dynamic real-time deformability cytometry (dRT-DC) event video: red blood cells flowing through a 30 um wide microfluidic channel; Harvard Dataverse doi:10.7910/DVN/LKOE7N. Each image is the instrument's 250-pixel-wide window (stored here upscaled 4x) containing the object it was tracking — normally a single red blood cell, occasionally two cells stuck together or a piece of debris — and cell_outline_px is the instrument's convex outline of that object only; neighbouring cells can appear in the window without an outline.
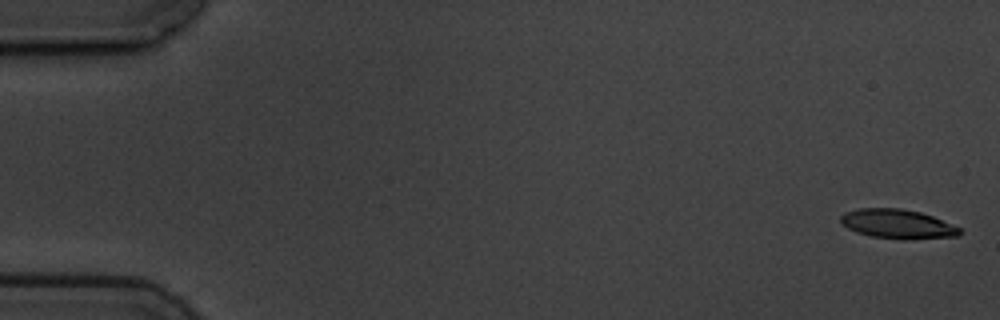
{"species": "common noctule bat (a hibernating species)", "species_latin": "Nyctalus noctula", "temperature_condition": "cold", "stored_images_in_passage": 6, "camera_frame_rate_fps": 3000, "um_per_image_px": 0.085, "animal": {"sex": "male", "body_mass_g": 19.5, "forearm_length_mm": 54.6}, "frame": {"image": 1, "passage_image": 1, "time_ms": 0.0, "image_size_px": [1000, 320], "cell_outline_px": [[960, 236], [904, 240], [872, 236], [856, 232], [848, 228], [840, 220], [840, 216], [844, 212], [860, 208], [900, 208], [920, 212], [932, 216], [960, 228]], "centroid_in_image_um": [76.28, 19.04], "position_along_channel_um": 8.7, "area_um2": 20.23}}
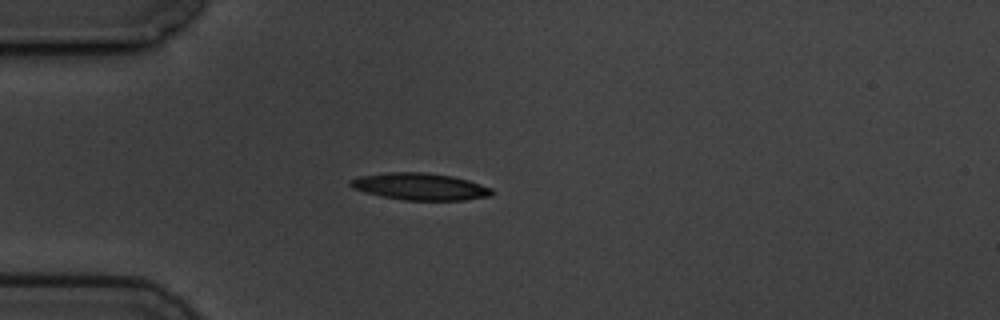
{"frame": {"image": 2, "passage_image": 5, "time_ms": 4.667, "image_size_px": [1000, 320], "cell_outline_px": [[492, 196], [464, 200], [404, 200], [380, 196], [364, 192], [352, 188], [348, 184], [348, 180], [360, 176], [388, 172], [424, 172], [452, 176], [468, 180], [492, 188]], "centroid_in_image_um": [35.67, 15.86], "position_along_channel_um": 49.3, "area_um2": 22.31}}